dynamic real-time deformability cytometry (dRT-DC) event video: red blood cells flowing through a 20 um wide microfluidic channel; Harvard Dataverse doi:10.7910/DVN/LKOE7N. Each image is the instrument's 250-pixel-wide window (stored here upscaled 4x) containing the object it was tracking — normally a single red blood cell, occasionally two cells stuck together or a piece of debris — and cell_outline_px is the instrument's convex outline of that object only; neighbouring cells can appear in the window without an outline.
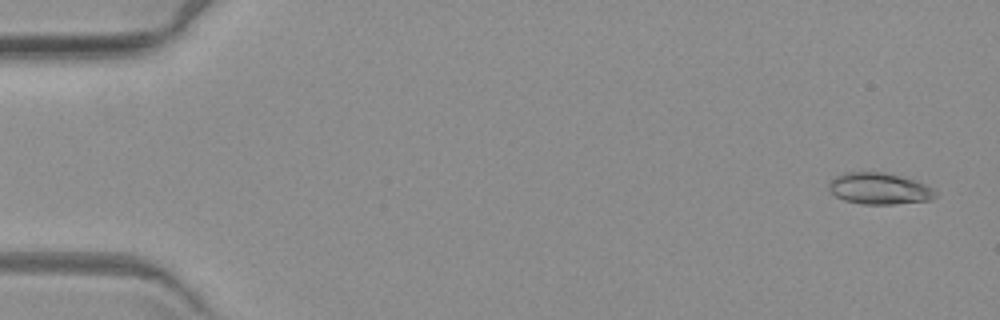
{"species": "common noctule bat (a hibernating species)", "species_latin": "Nyctalus noctula", "temperature_condition": "warm", "stored_images_in_passage": 7, "camera_frame_rate_fps": 3000, "um_per_image_px": 0.085, "animal": {"sex": "female", "body_mass_g": 19.3, "forearm_length_mm": 54.1}, "frame": {"image": 1, "passage_image": 1, "time_ms": 0.0, "image_size_px": [1000, 320], "cell_outline_px": [[936, 196], [932, 200], [892, 204], [864, 204], [844, 200], [836, 196], [828, 188], [828, 184], [836, 176], [844, 172], [884, 172], [912, 180], [924, 184], [932, 188], [936, 192]], "centroid_in_image_um": [74.72, 16.03], "position_along_channel_um": 10.3, "area_um2": 19.31}}
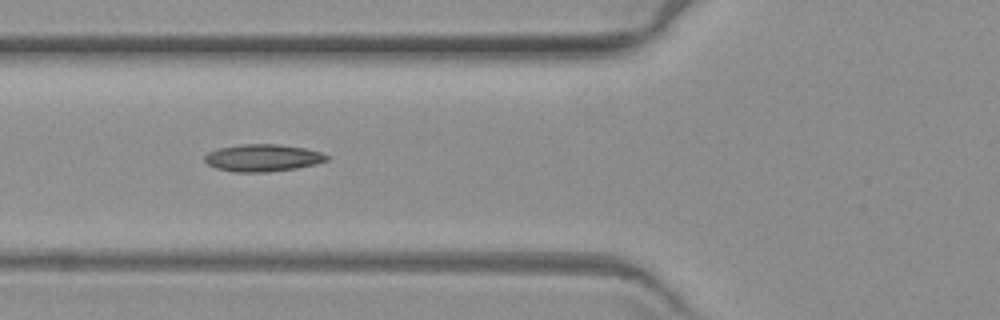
{"frame": {"image": 2, "passage_image": 6, "time_ms": 6.667, "image_size_px": [1000, 320], "cell_outline_px": [[328, 160], [316, 164], [296, 168], [268, 172], [232, 172], [216, 168], [208, 164], [204, 160], [204, 156], [208, 152], [216, 148], [240, 144], [280, 144], [304, 148], [320, 152], [328, 156]], "centroid_in_image_um": [22.3, 13.41], "position_along_channel_um": 103.5, "area_um2": 19.48}}
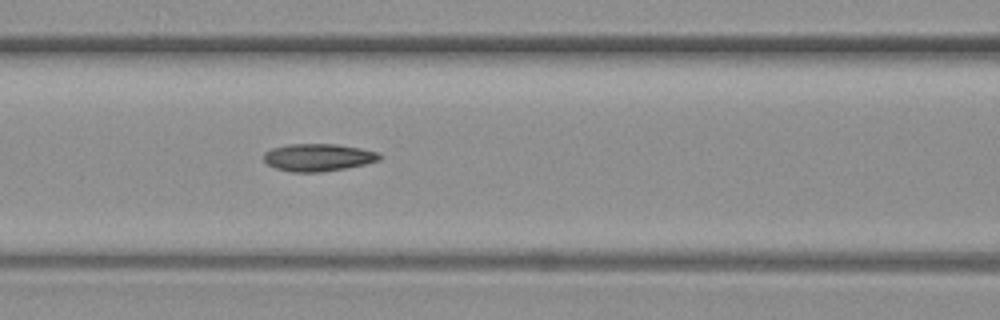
{"frame": {"image": 3, "passage_image": 7, "time_ms": 7.667, "image_size_px": [1000, 320], "cell_outline_px": [[380, 160], [348, 168], [320, 172], [292, 172], [276, 168], [268, 164], [264, 160], [264, 152], [272, 148], [288, 144], [336, 144], [360, 148], [380, 152]], "centroid_in_image_um": [27.05, 13.38], "position_along_channel_um": 139.6, "area_um2": 18.55}}